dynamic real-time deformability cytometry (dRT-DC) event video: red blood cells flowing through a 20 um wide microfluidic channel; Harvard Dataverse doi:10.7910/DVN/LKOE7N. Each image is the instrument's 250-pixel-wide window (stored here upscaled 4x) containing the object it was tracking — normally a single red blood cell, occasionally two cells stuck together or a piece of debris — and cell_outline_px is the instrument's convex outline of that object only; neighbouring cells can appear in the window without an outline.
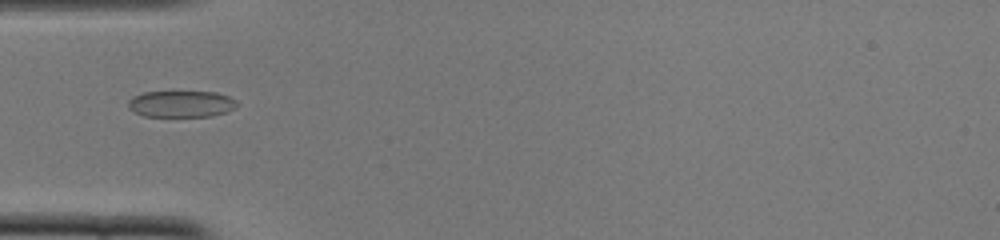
{"species": "common noctule bat (a hibernating species)", "species_latin": "Nyctalus noctula", "temperature_condition": "cold", "stored_images_in_passage": 42, "camera_frame_rate_fps": 3000, "um_per_image_px": 0.085, "animal": {"sex": "female", "body_mass_g": 22.0, "forearm_length_mm": 56.7}, "frame": {"image": 1, "passage_image": 7, "time_ms": 2.0, "image_size_px": [1000, 240], "cell_outline_px": [[236, 104], [228, 112], [212, 116], [144, 116], [128, 108], [128, 100], [132, 96], [144, 92], [216, 92], [228, 96], [236, 100]], "centroid_in_image_um": [15.38, 8.83], "position_along_channel_um": 69.6, "area_um2": 16.7}}
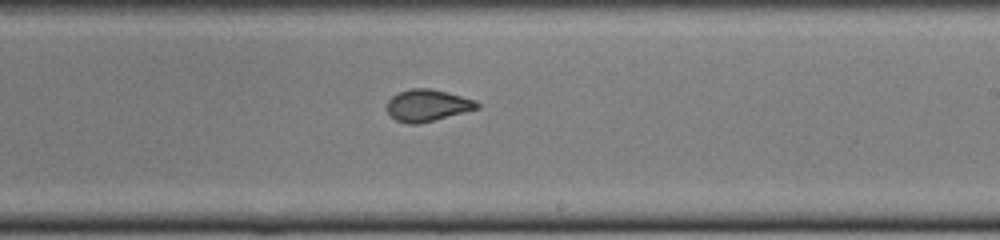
{"frame": {"image": 2, "passage_image": 21, "time_ms": 6.667, "image_size_px": [1000, 240], "cell_outline_px": [[480, 108], [416, 124], [408, 124], [396, 120], [388, 112], [388, 100], [392, 96], [400, 92], [412, 88], [428, 88], [476, 100], [480, 104]], "centroid_in_image_um": [36.34, 8.95], "position_along_channel_um": 252.7, "area_um2": 16.3}}
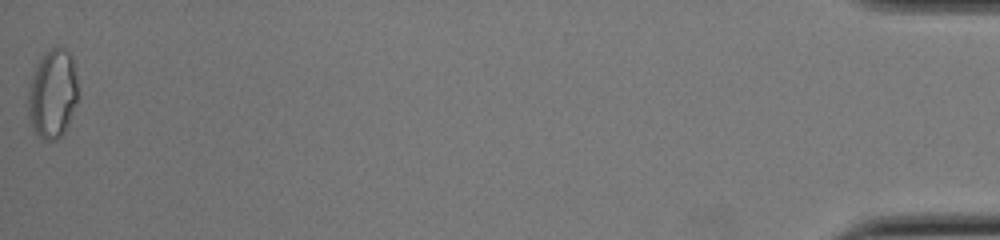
{"frame": {"image": 3, "passage_image": 42, "time_ms": 13.667, "image_size_px": [1000, 240], "cell_outline_px": [[80, 96], [68, 124], [64, 132], [56, 140], [44, 140], [36, 132], [32, 124], [28, 112], [28, 92], [32, 76], [36, 64], [52, 48], [64, 48], [72, 56]], "centroid_in_image_um": [4.51, 7.99], "position_along_channel_um": 430.7, "area_um2": 25.72}, "authors_computed_cell_mechanics": {"area_um2": 17.3978, "velocity_mm_per_s": 3.9282, "shape_relaxation_time_tau1_ms": 6.7966, "shape_relaxation_time_tau2_ms": 0.9547, "deformation_change_tau1": 0.2015, "deformation_change_tau2": 0.0704}}